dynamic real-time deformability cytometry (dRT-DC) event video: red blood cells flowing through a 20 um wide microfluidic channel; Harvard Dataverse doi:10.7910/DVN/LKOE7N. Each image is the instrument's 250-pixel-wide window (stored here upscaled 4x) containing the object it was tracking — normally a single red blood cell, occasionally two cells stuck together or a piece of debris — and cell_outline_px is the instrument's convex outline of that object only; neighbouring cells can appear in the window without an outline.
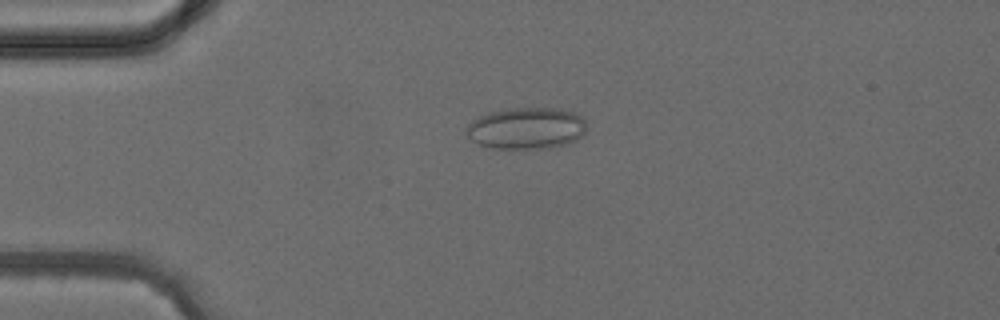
{"species": "common noctule bat (a hibernating species)", "species_latin": "Nyctalus noctula", "temperature_condition": "cold", "stored_images_in_passage": 4, "camera_frame_rate_fps": 3000, "um_per_image_px": 0.085, "animal": {"sex": "female", "body_mass_g": 24.6, "forearm_length_mm": 56.2}, "frame": {"image": 1, "passage_image": 3, "time_ms": 3.333, "image_size_px": [1000, 320], "cell_outline_px": [[584, 136], [568, 144], [552, 148], [492, 148], [480, 144], [472, 140], [464, 132], [464, 128], [472, 120], [488, 112], [508, 108], [560, 108], [572, 112], [580, 116], [584, 120]], "centroid_in_image_um": [44.73, 10.9], "position_along_channel_um": 40.3, "area_um2": 29.36}}